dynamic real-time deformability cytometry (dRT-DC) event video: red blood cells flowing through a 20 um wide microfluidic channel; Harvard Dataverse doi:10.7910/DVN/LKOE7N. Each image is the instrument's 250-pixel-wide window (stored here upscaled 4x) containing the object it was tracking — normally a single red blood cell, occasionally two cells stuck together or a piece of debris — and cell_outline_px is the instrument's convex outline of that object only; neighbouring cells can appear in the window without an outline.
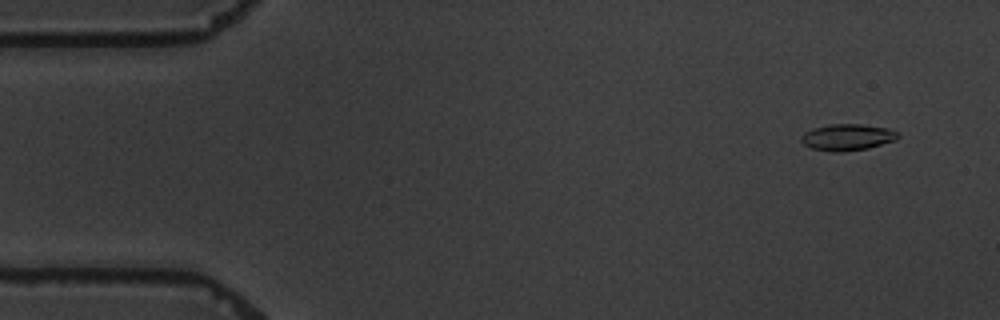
{"species": "common noctule bat (a hibernating species)", "species_latin": "Nyctalus noctula", "temperature_condition": "warm", "stored_images_in_passage": 5, "camera_frame_rate_fps": 3000, "um_per_image_px": 0.085, "animal": {"sex": "male", "body_mass_g": 19.5, "forearm_length_mm": 54.6}, "frame": {"image": 1, "passage_image": 2, "time_ms": 1.0, "image_size_px": [1000, 320], "cell_outline_px": [[900, 136], [896, 140], [868, 148], [844, 152], [836, 152], [812, 148], [804, 144], [800, 140], [800, 136], [804, 132], [812, 128], [828, 124], [860, 124], [888, 128], [900, 132]], "centroid_in_image_um": [72.04, 11.65], "position_along_channel_um": 13.0, "area_um2": 15.09}}